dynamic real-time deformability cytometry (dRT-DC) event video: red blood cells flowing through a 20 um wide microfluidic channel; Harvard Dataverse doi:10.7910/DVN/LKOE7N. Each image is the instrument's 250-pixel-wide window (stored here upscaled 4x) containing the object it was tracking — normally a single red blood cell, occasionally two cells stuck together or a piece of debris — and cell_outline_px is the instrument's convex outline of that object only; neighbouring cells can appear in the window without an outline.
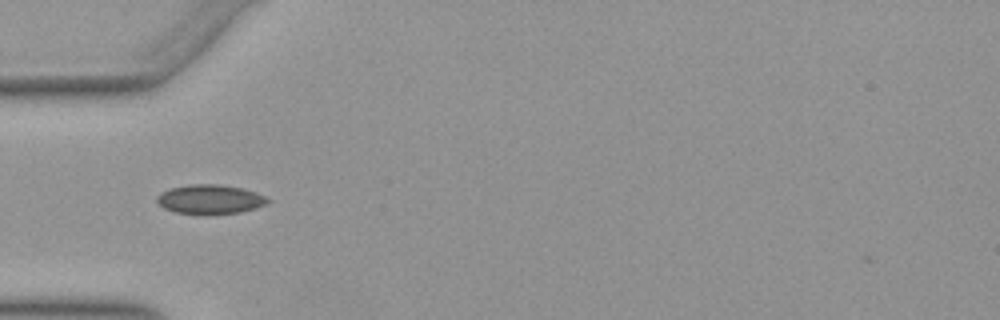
{"species": "Egyptian fruit bat (a non-hibernating species)", "species_latin": "Rousettus aegyptiacus", "temperature_condition": "warm", "stored_images_in_passage": 36, "camera_frame_rate_fps": 3000, "um_per_image_px": 0.085, "animal": {"sex": "female"}, "frame": {"image": 1, "passage_image": 1, "time_ms": 0.0, "image_size_px": [1000, 320], "cell_outline_px": [[272, 200], [268, 204], [256, 208], [240, 212], [208, 216], [204, 216], [176, 212], [164, 208], [156, 200], [156, 196], [160, 192], [168, 188], [192, 184], [216, 184], [240, 188], [256, 192]], "centroid_in_image_um": [17.85, 16.97], "position_along_channel_um": 67.2, "area_um2": 19.36}}
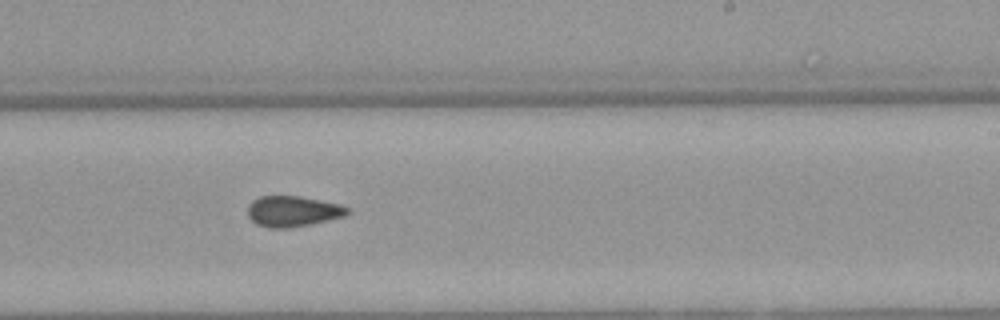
{"frame": {"image": 2, "passage_image": 16, "time_ms": 5.0, "image_size_px": [1000, 320], "cell_outline_px": [[352, 212], [344, 216], [328, 220], [288, 228], [268, 228], [256, 224], [248, 216], [248, 204], [252, 200], [260, 196], [300, 196], [340, 204], [352, 208]], "centroid_in_image_um": [24.9, 17.95], "position_along_channel_um": 264.1, "area_um2": 17.98}}
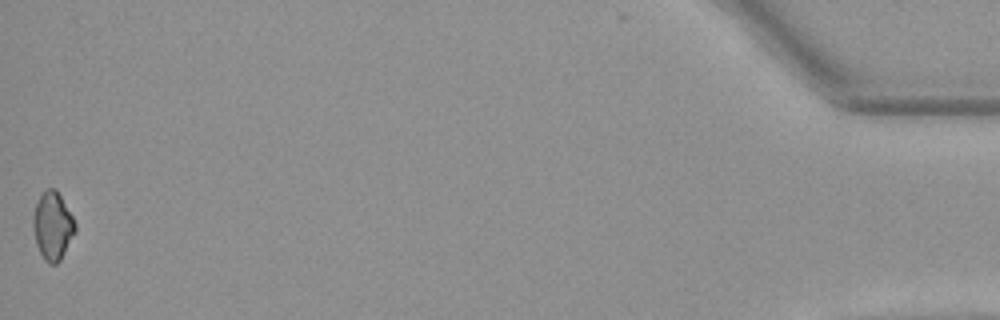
{"frame": {"image": 3, "passage_image": 36, "time_ms": 11.667, "image_size_px": [1000, 320], "cell_outline_px": [[76, 232], [60, 260], [56, 264], [48, 264], [44, 260], [36, 244], [32, 224], [32, 220], [36, 204], [44, 188], [56, 188], [72, 216], [76, 224]], "centroid_in_image_um": [4.47, 19.2], "position_along_channel_um": 430.7, "area_um2": 16.7}, "authors_computed_cell_mechanics": {"area_um2": 17.629, "velocity_mm_per_s": 3.953, "shape_relaxation_time_tau1_ms": null, "shape_relaxation_time_tau2_ms": 2.051, "deformation_change_tau1": null, "deformation_change_tau2": 0.0594}}